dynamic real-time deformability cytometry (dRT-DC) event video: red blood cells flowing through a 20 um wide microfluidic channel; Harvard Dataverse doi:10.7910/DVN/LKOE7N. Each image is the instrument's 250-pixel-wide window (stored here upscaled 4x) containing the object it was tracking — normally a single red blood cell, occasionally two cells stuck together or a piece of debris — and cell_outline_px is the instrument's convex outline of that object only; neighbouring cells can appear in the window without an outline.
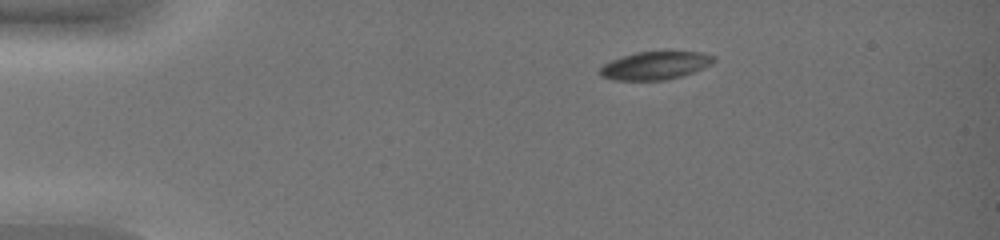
{"species": "common noctule bat (a hibernating species)", "species_latin": "Nyctalus noctula", "temperature_condition": "warm", "stored_images_in_passage": 39, "camera_frame_rate_fps": 3000, "um_per_image_px": 0.085, "animal": {"sex": "female", "body_mass_g": 19.0, "forearm_length_mm": 51.5}, "frame": {"image": 1, "passage_image": 1, "time_ms": 0.0, "image_size_px": [1000, 240], "cell_outline_px": [[716, 60], [712, 64], [704, 68], [680, 76], [664, 80], [612, 80], [600, 76], [600, 68], [604, 64], [612, 60], [636, 52], [668, 48], [704, 52], [716, 56]], "centroid_in_image_um": [55.78, 5.51], "position_along_channel_um": 29.2, "area_um2": 19.48}}
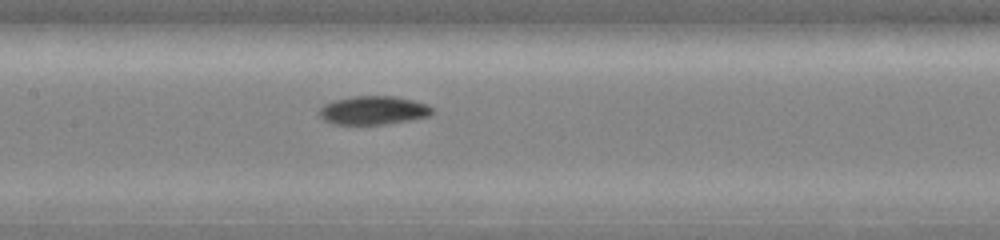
{"frame": {"image": 2, "passage_image": 17, "time_ms": 5.333, "image_size_px": [1000, 240], "cell_outline_px": [[432, 112], [428, 116], [388, 124], [332, 124], [324, 120], [320, 116], [320, 108], [324, 104], [332, 100], [352, 96], [392, 96], [412, 100], [428, 104], [432, 108]], "centroid_in_image_um": [31.7, 9.37], "position_along_channel_um": 175.7, "area_um2": 18.73}}
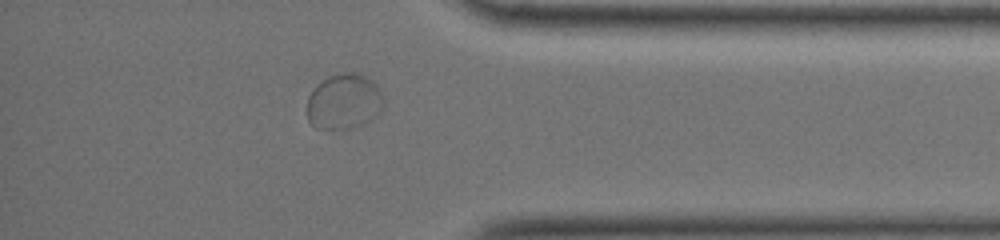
{"frame": {"image": 3, "passage_image": 34, "time_ms": 11.0, "image_size_px": [1000, 240], "cell_outline_px": [[384, 108], [376, 116], [364, 124], [352, 128], [316, 128], [308, 120], [308, 96], [316, 84], [328, 76], [344, 72], [356, 72], [364, 76], [376, 84], [380, 88], [384, 96]], "centroid_in_image_um": [29.27, 8.62], "position_along_channel_um": 405.9, "area_um2": 24.97}, "authors_computed_cell_mechanics": {"area_um2": 19.074, "velocity_mm_per_s": 4.1508, "shape_relaxation_time_tau1_ms": null, "shape_relaxation_time_tau2_ms": 2.0361, "deformation_change_tau1": null, "deformation_change_tau2": 0.0512}}